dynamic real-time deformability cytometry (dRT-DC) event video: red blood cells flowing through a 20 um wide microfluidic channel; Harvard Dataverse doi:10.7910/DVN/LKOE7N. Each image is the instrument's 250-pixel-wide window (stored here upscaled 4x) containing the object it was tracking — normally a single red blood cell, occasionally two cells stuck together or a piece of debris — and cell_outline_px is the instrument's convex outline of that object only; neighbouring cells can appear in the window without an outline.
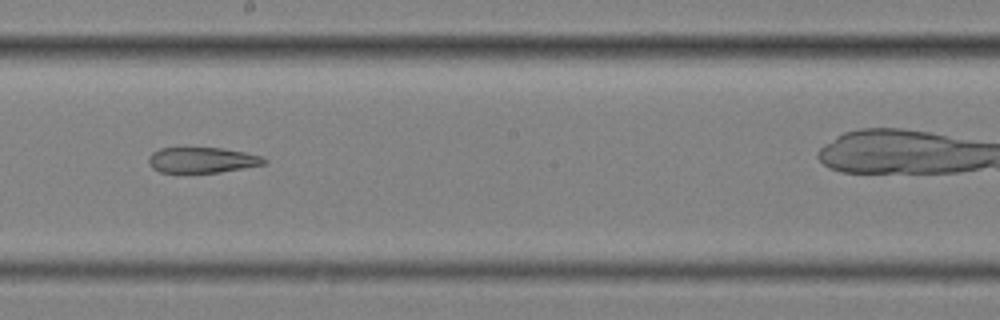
{"species": "common noctule bat (a hibernating species)", "species_latin": "Nyctalus noctula", "temperature_condition": "cold", "stored_images_in_passage": 13, "camera_frame_rate_fps": 3000, "um_per_image_px": 0.085, "animal": {"sex": "female", "body_mass_g": 25.1}, "frame": {"image": 1, "passage_image": 8, "time_ms": 2.333, "image_size_px": [1000, 320], "cell_outline_px": [[268, 160], [264, 164], [244, 168], [220, 172], [160, 172], [152, 168], [148, 164], [148, 156], [152, 152], [160, 148], [224, 148], [244, 152], [260, 156]], "centroid_in_image_um": [17.15, 13.6], "position_along_channel_um": 231.0, "area_um2": 17.17}}